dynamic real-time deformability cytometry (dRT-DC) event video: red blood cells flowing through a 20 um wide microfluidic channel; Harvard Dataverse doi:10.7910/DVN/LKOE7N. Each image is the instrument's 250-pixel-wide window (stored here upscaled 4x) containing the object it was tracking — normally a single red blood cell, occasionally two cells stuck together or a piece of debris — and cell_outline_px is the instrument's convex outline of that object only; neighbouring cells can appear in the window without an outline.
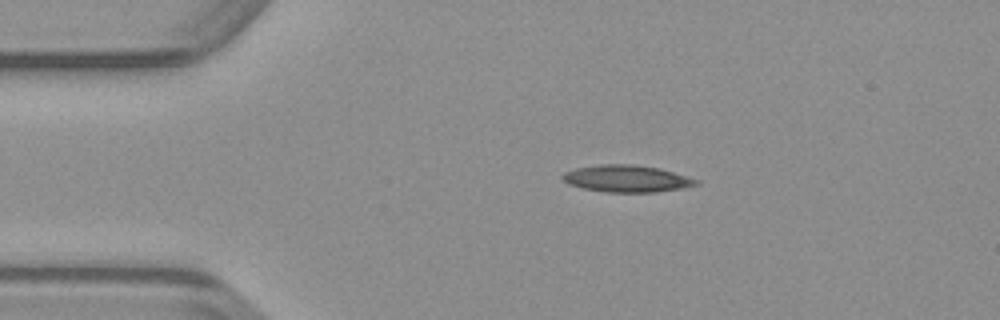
{"species": "common noctule bat (a hibernating species)", "species_latin": "Nyctalus noctula", "temperature_condition": "warm", "stored_images_in_passage": 40, "camera_frame_rate_fps": 3000, "um_per_image_px": 0.085, "animal": {"sex": "male", "body_mass_g": 23.1, "forearm_length_mm": 52.7}, "frame": {"image": 1, "passage_image": 1, "time_ms": 0.0, "image_size_px": [1000, 320], "cell_outline_px": [[700, 184], [684, 188], [656, 192], [604, 192], [584, 188], [568, 184], [560, 176], [564, 172], [576, 168], [600, 164], [632, 164], [660, 168], [700, 180]], "centroid_in_image_um": [53.29, 15.18], "position_along_channel_um": 31.7, "area_um2": 21.1}}
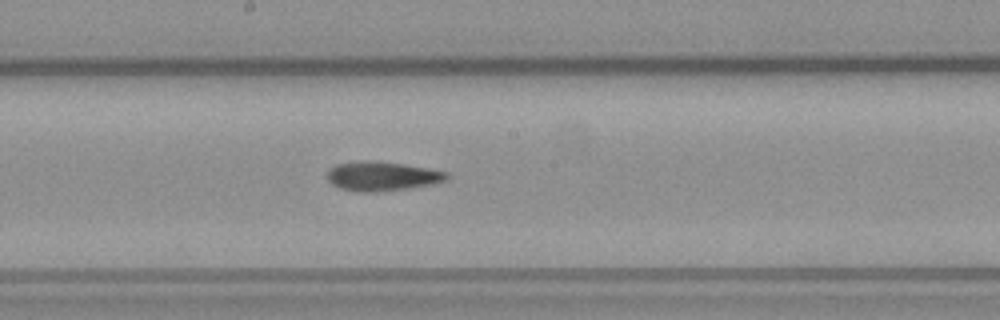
{"frame": {"image": 2, "passage_image": 17, "time_ms": 5.333, "image_size_px": [1000, 320], "cell_outline_px": [[448, 180], [432, 184], [408, 188], [380, 192], [360, 192], [340, 188], [332, 184], [328, 180], [328, 168], [336, 164], [364, 160], [400, 164], [428, 168], [448, 172]], "centroid_in_image_um": [32.47, 14.98], "position_along_channel_um": 215.7, "area_um2": 20.29}}
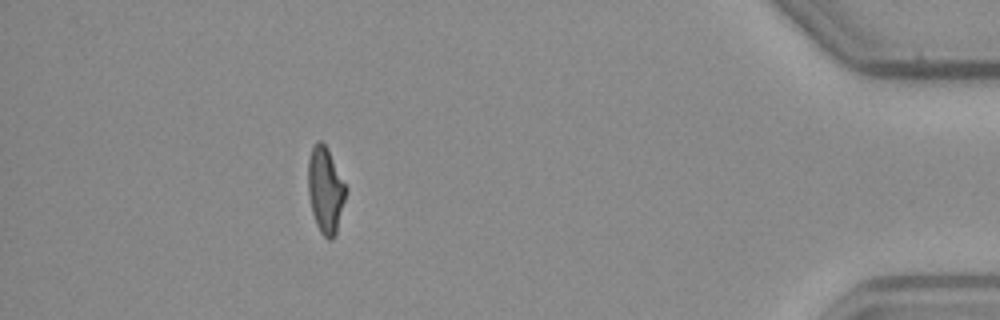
{"frame": {"image": 3, "passage_image": 35, "time_ms": 11.333, "image_size_px": [1000, 320], "cell_outline_px": [[348, 188], [336, 232], [332, 240], [328, 240], [320, 232], [316, 224], [312, 212], [308, 192], [308, 160], [312, 148], [316, 140], [320, 140], [328, 148]], "centroid_in_image_um": [27.67, 16.13], "position_along_channel_um": 407.5, "area_um2": 19.07}}